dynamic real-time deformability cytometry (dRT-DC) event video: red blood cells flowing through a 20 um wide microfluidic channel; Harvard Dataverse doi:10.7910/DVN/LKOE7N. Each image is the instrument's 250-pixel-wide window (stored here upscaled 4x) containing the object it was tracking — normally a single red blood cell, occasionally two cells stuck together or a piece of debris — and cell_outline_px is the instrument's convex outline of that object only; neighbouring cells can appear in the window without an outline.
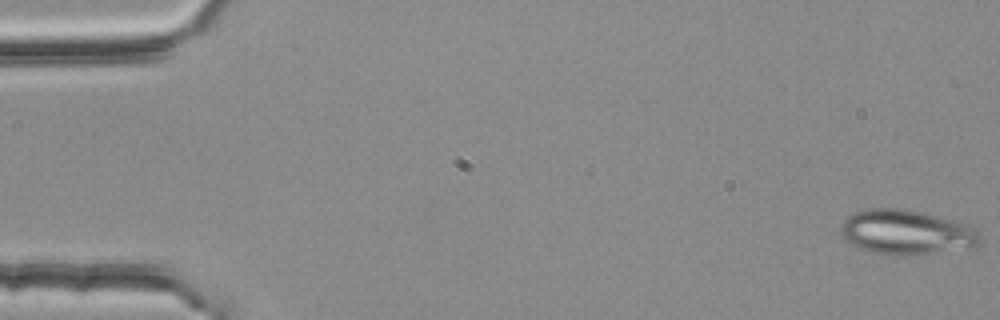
{"species": "common noctule bat (a hibernating species)", "species_latin": "Nyctalus noctula", "temperature_condition": "room temperature", "stored_images_in_passage": 54, "camera_frame_rate_fps": 3000, "um_per_image_px": 0.085, "animal": {"sex": "female", "body_mass_g": 25.1}, "frame": {"image": 1, "passage_image": 1, "time_ms": 0.0, "image_size_px": [1000, 320], "cell_outline_px": [[980, 244], [968, 248], [920, 256], [896, 256], [872, 252], [860, 248], [852, 244], [840, 232], [840, 224], [848, 216], [856, 212], [868, 208], [900, 208], [920, 212], [936, 216], [964, 224], [972, 228], [980, 236]], "centroid_in_image_um": [77.02, 19.77], "position_along_channel_um": 8.0, "area_um2": 36.24}}
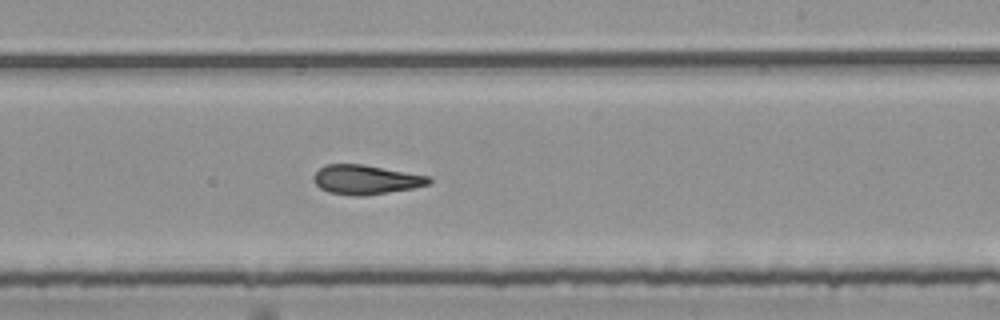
{"frame": {"image": 2, "passage_image": 33, "time_ms": 10.667, "image_size_px": [1000, 320], "cell_outline_px": [[432, 180], [428, 184], [412, 188], [364, 196], [352, 196], [328, 192], [320, 188], [316, 184], [312, 176], [320, 168], [328, 164], [364, 164], [428, 176]], "centroid_in_image_um": [31.06, 15.27], "position_along_channel_um": 257.9, "area_um2": 19.59}}
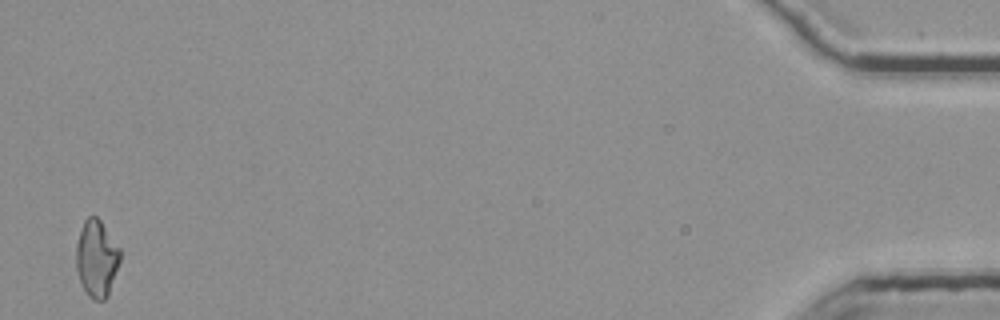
{"frame": {"image": 3, "passage_image": 54, "time_ms": 17.667, "image_size_px": [1000, 320], "cell_outline_px": [[120, 260], [108, 296], [104, 300], [92, 300], [88, 296], [80, 280], [76, 268], [76, 244], [84, 220], [88, 216], [96, 216], [100, 220], [120, 248]], "centroid_in_image_um": [8.21, 21.98], "position_along_channel_um": 427.0, "area_um2": 19.59}, "authors_computed_cell_mechanics": {"area_um2": 20.23, "velocity_mm_per_s": 3.7557, "shape_relaxation_time_tau1_ms": null, "shape_relaxation_time_tau2_ms": 3.1402, "deformation_change_tau1": null, "deformation_change_tau2": 0.109}}